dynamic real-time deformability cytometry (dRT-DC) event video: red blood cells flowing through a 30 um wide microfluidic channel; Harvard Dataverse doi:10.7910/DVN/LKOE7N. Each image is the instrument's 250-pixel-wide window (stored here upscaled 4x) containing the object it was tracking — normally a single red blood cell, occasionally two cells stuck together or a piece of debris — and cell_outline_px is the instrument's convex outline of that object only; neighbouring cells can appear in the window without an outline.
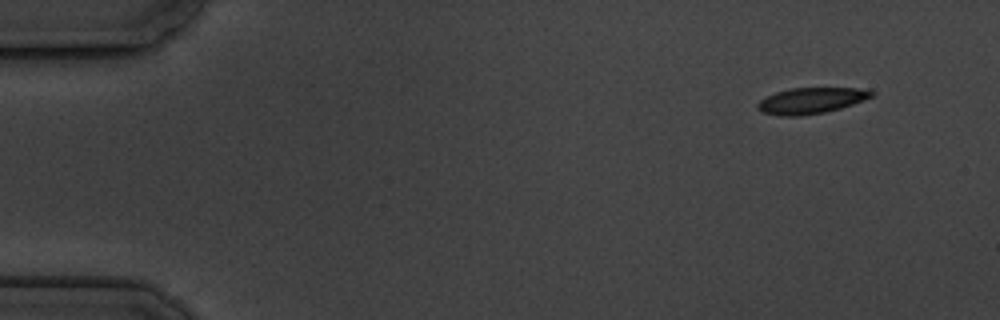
{"species": "common noctule bat (a hibernating species)", "species_latin": "Nyctalus noctula", "temperature_condition": "cold", "stored_images_in_passage": 6, "camera_frame_rate_fps": 3000, "um_per_image_px": 0.085, "animal": {"sex": "male", "body_mass_g": 19.5, "forearm_length_mm": 54.6}, "frame": {"image": 1, "passage_image": 1, "time_ms": 0.0, "image_size_px": [1000, 320], "cell_outline_px": [[876, 92], [872, 96], [864, 100], [840, 108], [824, 112], [800, 116], [780, 116], [764, 112], [756, 108], [756, 104], [760, 100], [776, 92], [792, 88], [856, 88]], "centroid_in_image_um": [68.92, 8.55], "position_along_channel_um": 16.1, "area_um2": 17.05}}
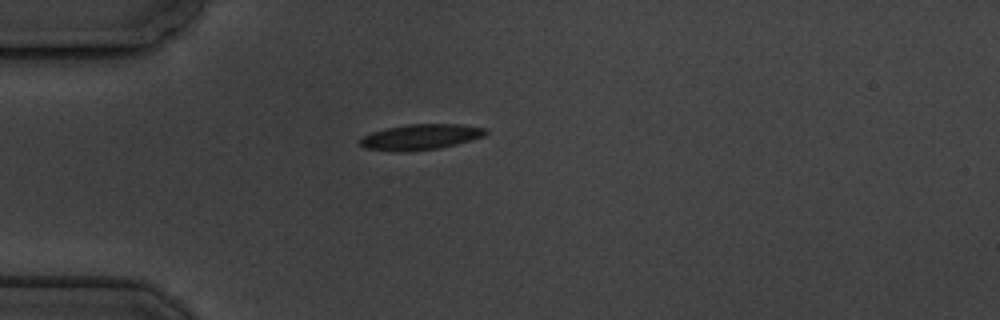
{"frame": {"image": 2, "passage_image": 4, "time_ms": 3.667, "image_size_px": [1000, 320], "cell_outline_px": [[488, 132], [484, 136], [472, 140], [440, 148], [404, 152], [396, 152], [364, 148], [360, 144], [360, 140], [364, 136], [372, 132], [388, 128], [408, 124], [460, 124], [488, 128]], "centroid_in_image_um": [35.79, 11.64], "position_along_channel_um": 49.2, "area_um2": 18.79}}